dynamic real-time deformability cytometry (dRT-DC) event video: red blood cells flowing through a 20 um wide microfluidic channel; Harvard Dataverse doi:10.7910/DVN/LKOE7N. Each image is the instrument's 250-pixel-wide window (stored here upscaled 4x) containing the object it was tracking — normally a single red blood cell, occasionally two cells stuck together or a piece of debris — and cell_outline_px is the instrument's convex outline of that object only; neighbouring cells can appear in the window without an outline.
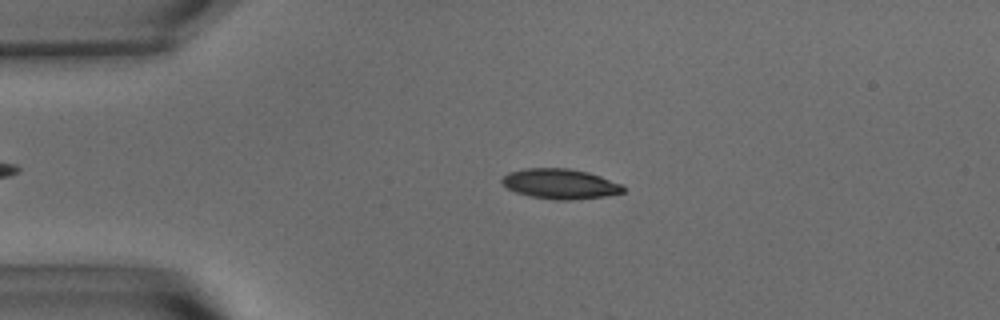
{"species": "common noctule bat (a hibernating species)", "species_latin": "Nyctalus noctula", "temperature_condition": "warm", "stored_images_in_passage": 16, "camera_frame_rate_fps": 3000, "um_per_image_px": 0.085, "animal": {"sex": "male", "body_mass_g": 15.6}, "frame": {"image": 1, "passage_image": 13, "time_ms": 4.0, "image_size_px": [1000, 320], "cell_outline_px": [[624, 192], [604, 196], [572, 200], [556, 200], [532, 196], [516, 192], [508, 188], [500, 180], [508, 172], [524, 168], [568, 168], [588, 172], [600, 176], [620, 184], [624, 188]], "centroid_in_image_um": [47.59, 15.62], "position_along_channel_um": 37.4, "area_um2": 21.04}}